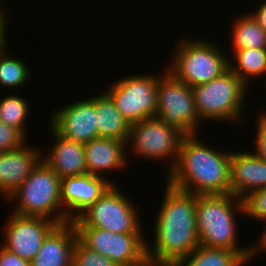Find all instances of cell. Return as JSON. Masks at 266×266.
I'll return each instance as SVG.
<instances>
[{"instance_id": "obj_1", "label": "cell", "mask_w": 266, "mask_h": 266, "mask_svg": "<svg viewBox=\"0 0 266 266\" xmlns=\"http://www.w3.org/2000/svg\"><path fill=\"white\" fill-rule=\"evenodd\" d=\"M164 190L153 223L154 243L147 242V259L151 263L174 266L200 245L196 225L197 195L167 182Z\"/></svg>"}, {"instance_id": "obj_2", "label": "cell", "mask_w": 266, "mask_h": 266, "mask_svg": "<svg viewBox=\"0 0 266 266\" xmlns=\"http://www.w3.org/2000/svg\"><path fill=\"white\" fill-rule=\"evenodd\" d=\"M198 136L182 137L177 162L166 176V182L195 195L231 193L232 151L216 150L207 146Z\"/></svg>"}, {"instance_id": "obj_3", "label": "cell", "mask_w": 266, "mask_h": 266, "mask_svg": "<svg viewBox=\"0 0 266 266\" xmlns=\"http://www.w3.org/2000/svg\"><path fill=\"white\" fill-rule=\"evenodd\" d=\"M240 214L245 216L243 199L232 193L197 195L196 225L200 245L233 251H254V244L241 248L238 243L236 220Z\"/></svg>"}, {"instance_id": "obj_4", "label": "cell", "mask_w": 266, "mask_h": 266, "mask_svg": "<svg viewBox=\"0 0 266 266\" xmlns=\"http://www.w3.org/2000/svg\"><path fill=\"white\" fill-rule=\"evenodd\" d=\"M6 201L16 203L12 212L17 215L70 222L61 204V179L42 159Z\"/></svg>"}, {"instance_id": "obj_5", "label": "cell", "mask_w": 266, "mask_h": 266, "mask_svg": "<svg viewBox=\"0 0 266 266\" xmlns=\"http://www.w3.org/2000/svg\"><path fill=\"white\" fill-rule=\"evenodd\" d=\"M176 79L195 87L214 80L229 69V58L218 43L209 39H179L168 63Z\"/></svg>"}, {"instance_id": "obj_6", "label": "cell", "mask_w": 266, "mask_h": 266, "mask_svg": "<svg viewBox=\"0 0 266 266\" xmlns=\"http://www.w3.org/2000/svg\"><path fill=\"white\" fill-rule=\"evenodd\" d=\"M192 90L202 122L232 124L243 119L249 87L230 68L214 80L192 87Z\"/></svg>"}, {"instance_id": "obj_7", "label": "cell", "mask_w": 266, "mask_h": 266, "mask_svg": "<svg viewBox=\"0 0 266 266\" xmlns=\"http://www.w3.org/2000/svg\"><path fill=\"white\" fill-rule=\"evenodd\" d=\"M119 189L112 184L93 205L72 221L74 226L96 227L112 233L145 234L137 205Z\"/></svg>"}, {"instance_id": "obj_8", "label": "cell", "mask_w": 266, "mask_h": 266, "mask_svg": "<svg viewBox=\"0 0 266 266\" xmlns=\"http://www.w3.org/2000/svg\"><path fill=\"white\" fill-rule=\"evenodd\" d=\"M156 89V117L184 136L198 134L202 122L195 108L192 87L176 79L165 67Z\"/></svg>"}, {"instance_id": "obj_9", "label": "cell", "mask_w": 266, "mask_h": 266, "mask_svg": "<svg viewBox=\"0 0 266 266\" xmlns=\"http://www.w3.org/2000/svg\"><path fill=\"white\" fill-rule=\"evenodd\" d=\"M184 135L176 128L167 125L161 119L147 118L138 123L131 124L129 138L126 143L127 154L131 152L139 158L160 162L166 160L167 171L165 175L174 168L181 139ZM128 146H130L128 148ZM169 159V160H168Z\"/></svg>"}, {"instance_id": "obj_10", "label": "cell", "mask_w": 266, "mask_h": 266, "mask_svg": "<svg viewBox=\"0 0 266 266\" xmlns=\"http://www.w3.org/2000/svg\"><path fill=\"white\" fill-rule=\"evenodd\" d=\"M161 75L162 71L159 76L153 72L119 77L105 90L130 125L156 117V86Z\"/></svg>"}, {"instance_id": "obj_11", "label": "cell", "mask_w": 266, "mask_h": 266, "mask_svg": "<svg viewBox=\"0 0 266 266\" xmlns=\"http://www.w3.org/2000/svg\"><path fill=\"white\" fill-rule=\"evenodd\" d=\"M78 240L118 266H143L148 262L144 234L112 233L96 227H75Z\"/></svg>"}, {"instance_id": "obj_12", "label": "cell", "mask_w": 266, "mask_h": 266, "mask_svg": "<svg viewBox=\"0 0 266 266\" xmlns=\"http://www.w3.org/2000/svg\"><path fill=\"white\" fill-rule=\"evenodd\" d=\"M6 224L1 246L29 262L40 250L44 239L58 225L47 218L21 216L13 212Z\"/></svg>"}, {"instance_id": "obj_13", "label": "cell", "mask_w": 266, "mask_h": 266, "mask_svg": "<svg viewBox=\"0 0 266 266\" xmlns=\"http://www.w3.org/2000/svg\"><path fill=\"white\" fill-rule=\"evenodd\" d=\"M53 110L49 116V126L61 137L83 144L99 137L96 95Z\"/></svg>"}, {"instance_id": "obj_14", "label": "cell", "mask_w": 266, "mask_h": 266, "mask_svg": "<svg viewBox=\"0 0 266 266\" xmlns=\"http://www.w3.org/2000/svg\"><path fill=\"white\" fill-rule=\"evenodd\" d=\"M115 181L89 173L61 180V204L72 222L93 205Z\"/></svg>"}, {"instance_id": "obj_15", "label": "cell", "mask_w": 266, "mask_h": 266, "mask_svg": "<svg viewBox=\"0 0 266 266\" xmlns=\"http://www.w3.org/2000/svg\"><path fill=\"white\" fill-rule=\"evenodd\" d=\"M42 150L26 143L19 149L0 152V194L4 200L26 180L41 160Z\"/></svg>"}, {"instance_id": "obj_16", "label": "cell", "mask_w": 266, "mask_h": 266, "mask_svg": "<svg viewBox=\"0 0 266 266\" xmlns=\"http://www.w3.org/2000/svg\"><path fill=\"white\" fill-rule=\"evenodd\" d=\"M266 188V160L253 152H231L230 189L243 199L251 191Z\"/></svg>"}, {"instance_id": "obj_17", "label": "cell", "mask_w": 266, "mask_h": 266, "mask_svg": "<svg viewBox=\"0 0 266 266\" xmlns=\"http://www.w3.org/2000/svg\"><path fill=\"white\" fill-rule=\"evenodd\" d=\"M84 147L86 169L91 175L104 177L105 172L121 171L120 169L129 164L127 145L124 141L98 137L85 143Z\"/></svg>"}, {"instance_id": "obj_18", "label": "cell", "mask_w": 266, "mask_h": 266, "mask_svg": "<svg viewBox=\"0 0 266 266\" xmlns=\"http://www.w3.org/2000/svg\"><path fill=\"white\" fill-rule=\"evenodd\" d=\"M49 128L54 144L51 145L50 150H47L46 155L42 151L41 159L61 180L66 177L87 174L84 144L65 139L50 126Z\"/></svg>"}, {"instance_id": "obj_19", "label": "cell", "mask_w": 266, "mask_h": 266, "mask_svg": "<svg viewBox=\"0 0 266 266\" xmlns=\"http://www.w3.org/2000/svg\"><path fill=\"white\" fill-rule=\"evenodd\" d=\"M77 239L73 222L57 225L44 239L30 266H72Z\"/></svg>"}, {"instance_id": "obj_20", "label": "cell", "mask_w": 266, "mask_h": 266, "mask_svg": "<svg viewBox=\"0 0 266 266\" xmlns=\"http://www.w3.org/2000/svg\"><path fill=\"white\" fill-rule=\"evenodd\" d=\"M254 258V251H233L199 245L174 266H244Z\"/></svg>"}, {"instance_id": "obj_21", "label": "cell", "mask_w": 266, "mask_h": 266, "mask_svg": "<svg viewBox=\"0 0 266 266\" xmlns=\"http://www.w3.org/2000/svg\"><path fill=\"white\" fill-rule=\"evenodd\" d=\"M99 93L96 95L98 136L127 143L131 125L117 110L112 99L104 91Z\"/></svg>"}, {"instance_id": "obj_22", "label": "cell", "mask_w": 266, "mask_h": 266, "mask_svg": "<svg viewBox=\"0 0 266 266\" xmlns=\"http://www.w3.org/2000/svg\"><path fill=\"white\" fill-rule=\"evenodd\" d=\"M229 68L247 85L266 76V48L232 50ZM233 58V60H232ZM266 81V80H265ZM266 83V82H265Z\"/></svg>"}, {"instance_id": "obj_23", "label": "cell", "mask_w": 266, "mask_h": 266, "mask_svg": "<svg viewBox=\"0 0 266 266\" xmlns=\"http://www.w3.org/2000/svg\"><path fill=\"white\" fill-rule=\"evenodd\" d=\"M230 34L231 50L266 48V32L250 13L234 19Z\"/></svg>"}, {"instance_id": "obj_24", "label": "cell", "mask_w": 266, "mask_h": 266, "mask_svg": "<svg viewBox=\"0 0 266 266\" xmlns=\"http://www.w3.org/2000/svg\"><path fill=\"white\" fill-rule=\"evenodd\" d=\"M8 47L0 50V89L4 87L15 90L23 87L31 79L30 68L15 56H10Z\"/></svg>"}, {"instance_id": "obj_25", "label": "cell", "mask_w": 266, "mask_h": 266, "mask_svg": "<svg viewBox=\"0 0 266 266\" xmlns=\"http://www.w3.org/2000/svg\"><path fill=\"white\" fill-rule=\"evenodd\" d=\"M26 97H21L12 93L7 94L3 99H0V121L7 126L18 129L26 138L28 137L29 129L27 124L29 118V102H26Z\"/></svg>"}, {"instance_id": "obj_26", "label": "cell", "mask_w": 266, "mask_h": 266, "mask_svg": "<svg viewBox=\"0 0 266 266\" xmlns=\"http://www.w3.org/2000/svg\"><path fill=\"white\" fill-rule=\"evenodd\" d=\"M72 266H118L109 258L84 246L78 239L73 247Z\"/></svg>"}, {"instance_id": "obj_27", "label": "cell", "mask_w": 266, "mask_h": 266, "mask_svg": "<svg viewBox=\"0 0 266 266\" xmlns=\"http://www.w3.org/2000/svg\"><path fill=\"white\" fill-rule=\"evenodd\" d=\"M245 216L266 225V188L251 191L243 198Z\"/></svg>"}, {"instance_id": "obj_28", "label": "cell", "mask_w": 266, "mask_h": 266, "mask_svg": "<svg viewBox=\"0 0 266 266\" xmlns=\"http://www.w3.org/2000/svg\"><path fill=\"white\" fill-rule=\"evenodd\" d=\"M27 139L18 129L0 121V152L19 149L28 143Z\"/></svg>"}, {"instance_id": "obj_29", "label": "cell", "mask_w": 266, "mask_h": 266, "mask_svg": "<svg viewBox=\"0 0 266 266\" xmlns=\"http://www.w3.org/2000/svg\"><path fill=\"white\" fill-rule=\"evenodd\" d=\"M255 140H253L254 147L253 153L266 160V123H264L259 117L257 119ZM256 150V151H255ZM255 151V152H254Z\"/></svg>"}, {"instance_id": "obj_30", "label": "cell", "mask_w": 266, "mask_h": 266, "mask_svg": "<svg viewBox=\"0 0 266 266\" xmlns=\"http://www.w3.org/2000/svg\"><path fill=\"white\" fill-rule=\"evenodd\" d=\"M0 266H30V262L0 247Z\"/></svg>"}, {"instance_id": "obj_31", "label": "cell", "mask_w": 266, "mask_h": 266, "mask_svg": "<svg viewBox=\"0 0 266 266\" xmlns=\"http://www.w3.org/2000/svg\"><path fill=\"white\" fill-rule=\"evenodd\" d=\"M5 5L2 0H0V50L4 49L5 47H8L7 44L9 42L7 39V31H8V15H6V9L4 8ZM8 19V20H7Z\"/></svg>"}, {"instance_id": "obj_32", "label": "cell", "mask_w": 266, "mask_h": 266, "mask_svg": "<svg viewBox=\"0 0 266 266\" xmlns=\"http://www.w3.org/2000/svg\"><path fill=\"white\" fill-rule=\"evenodd\" d=\"M249 13L266 32V0H263V2H261V5L259 4L255 11L253 9V11Z\"/></svg>"}, {"instance_id": "obj_33", "label": "cell", "mask_w": 266, "mask_h": 266, "mask_svg": "<svg viewBox=\"0 0 266 266\" xmlns=\"http://www.w3.org/2000/svg\"><path fill=\"white\" fill-rule=\"evenodd\" d=\"M263 232L261 233V237L259 236L258 241L254 245V255L255 257L258 256V254L262 252H266V225L263 227Z\"/></svg>"}, {"instance_id": "obj_34", "label": "cell", "mask_w": 266, "mask_h": 266, "mask_svg": "<svg viewBox=\"0 0 266 266\" xmlns=\"http://www.w3.org/2000/svg\"><path fill=\"white\" fill-rule=\"evenodd\" d=\"M264 123H266V110L261 111V113L258 116Z\"/></svg>"}, {"instance_id": "obj_35", "label": "cell", "mask_w": 266, "mask_h": 266, "mask_svg": "<svg viewBox=\"0 0 266 266\" xmlns=\"http://www.w3.org/2000/svg\"><path fill=\"white\" fill-rule=\"evenodd\" d=\"M143 266H165V265H159V264H155V263H151V262H147L145 265Z\"/></svg>"}]
</instances>
